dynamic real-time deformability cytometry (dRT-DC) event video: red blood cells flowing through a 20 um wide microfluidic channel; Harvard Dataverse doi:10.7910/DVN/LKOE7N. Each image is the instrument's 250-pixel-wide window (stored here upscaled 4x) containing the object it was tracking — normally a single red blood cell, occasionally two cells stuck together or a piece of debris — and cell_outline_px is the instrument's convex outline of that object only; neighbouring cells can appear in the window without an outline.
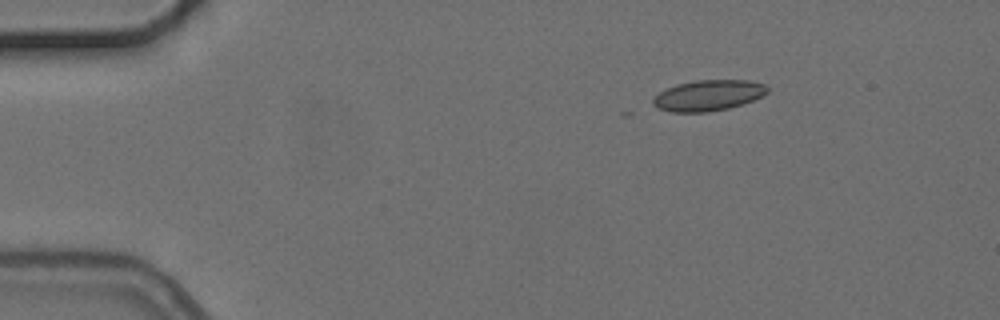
{"species": "common noctule bat (a hibernating species)", "species_latin": "Nyctalus noctula", "temperature_condition": "cold", "stored_images_in_passage": 2, "camera_frame_rate_fps": 3000, "um_per_image_px": 0.085, "animal": {"sex": "female", "body_mass_g": 24.6, "forearm_length_mm": 56.2}, "frame": {"image": 1, "passage_image": 1, "time_ms": 0.0, "image_size_px": [1000, 320], "cell_outline_px": [[768, 92], [764, 96], [728, 108], [708, 112], [672, 112], [656, 108], [652, 104], [652, 100], [660, 92], [676, 84], [696, 80], [748, 80], [764, 84], [768, 88]], "centroid_in_image_um": [60.2, 8.11], "position_along_channel_um": 24.8, "area_um2": 20.46}}